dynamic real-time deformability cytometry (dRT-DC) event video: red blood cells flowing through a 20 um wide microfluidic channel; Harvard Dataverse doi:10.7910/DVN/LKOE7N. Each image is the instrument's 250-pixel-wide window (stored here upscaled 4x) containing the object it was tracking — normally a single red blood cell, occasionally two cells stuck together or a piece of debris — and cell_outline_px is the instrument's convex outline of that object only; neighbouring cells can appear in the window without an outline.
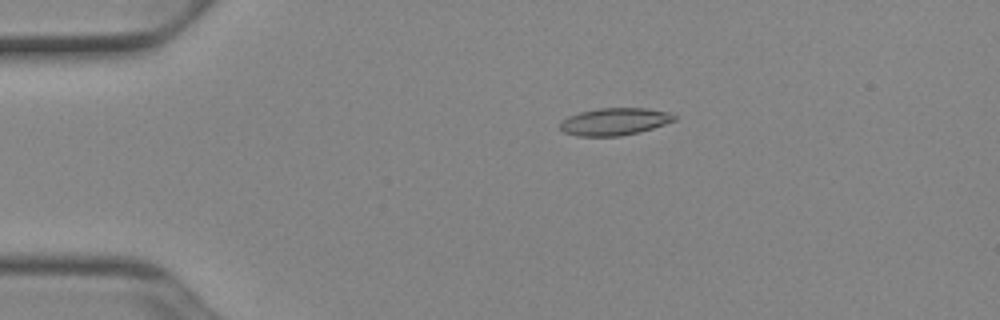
{"species": "Egyptian fruit bat (a non-hibernating species)", "species_latin": "Rousettus aegyptiacus", "temperature_condition": "cold", "stored_images_in_passage": 52, "camera_frame_rate_fps": 3000, "um_per_image_px": 0.085, "animal": {"sex": "female"}, "frame": {"image": 1, "passage_image": 11, "time_ms": 3.333, "image_size_px": [1000, 320], "cell_outline_px": [[676, 120], [640, 132], [620, 136], [576, 136], [564, 132], [560, 128], [560, 124], [568, 116], [580, 112], [600, 108], [644, 108], [668, 112], [676, 116]], "centroid_in_image_um": [52.23, 10.34], "position_along_channel_um": 32.8, "area_um2": 18.03}}
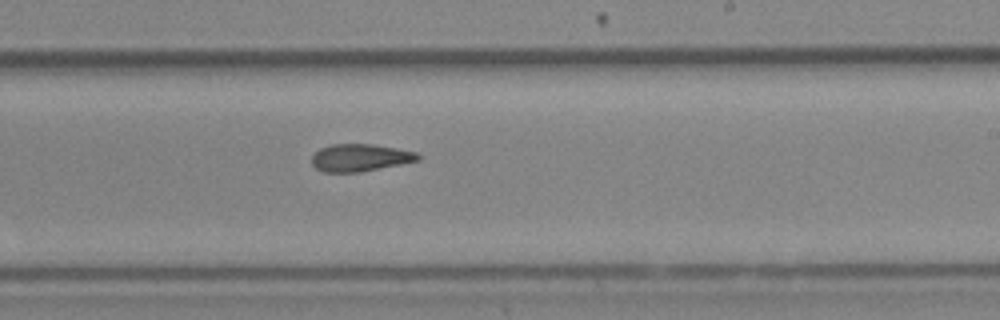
{"frame": {"image": 2, "passage_image": 32, "time_ms": 10.333, "image_size_px": [1000, 320], "cell_outline_px": [[420, 160], [360, 172], [324, 172], [316, 168], [312, 164], [312, 156], [320, 148], [332, 144], [372, 144], [396, 148], [416, 152], [420, 156]], "centroid_in_image_um": [30.6, 13.4], "position_along_channel_um": 258.4, "area_um2": 16.82}}
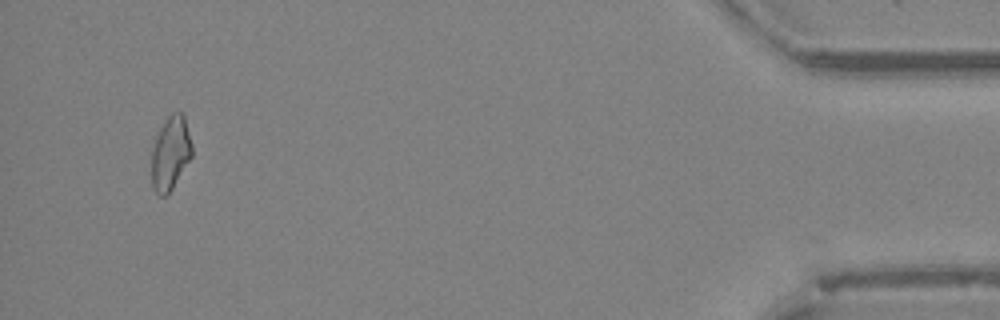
{"frame": {"image": 3, "passage_image": 50, "time_ms": 16.333, "image_size_px": [1000, 320], "cell_outline_px": [[192, 156], [168, 196], [160, 196], [152, 188], [152, 152], [156, 136], [160, 128], [168, 116], [172, 112], [184, 112], [192, 144]], "centroid_in_image_um": [14.51, 13.02], "position_along_channel_um": 420.7, "area_um2": 17.51}, "authors_computed_cell_mechanics": {"area_um2": 17.6001, "velocity_mm_per_s": 3.9381, "shape_relaxation_time_tau1_ms": null, "shape_relaxation_time_tau2_ms": 9.2544, "deformation_change_tau1": null, "deformation_change_tau2": 0.199}}